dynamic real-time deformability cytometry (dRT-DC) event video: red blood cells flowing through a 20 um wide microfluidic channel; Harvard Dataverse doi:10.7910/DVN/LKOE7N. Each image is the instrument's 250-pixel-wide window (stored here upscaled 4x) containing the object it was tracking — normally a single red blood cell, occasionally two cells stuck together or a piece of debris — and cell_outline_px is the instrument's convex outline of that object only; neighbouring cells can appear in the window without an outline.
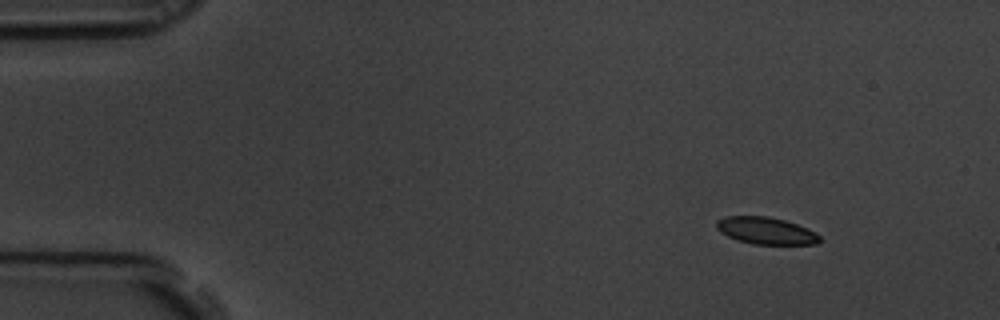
{"species": "common noctule bat (a hibernating species)", "species_latin": "Nyctalus noctula", "temperature_condition": "room temperature", "stored_images_in_passage": 53, "camera_frame_rate_fps": 3000, "um_per_image_px": 0.085, "animal": {"sex": "male", "body_mass_g": 19.5, "forearm_length_mm": 54.6}, "frame": {"image": 1, "passage_image": 1, "time_ms": 0.0, "image_size_px": [1000, 320], "cell_outline_px": [[820, 240], [816, 244], [752, 244], [736, 240], [720, 232], [716, 228], [716, 220], [724, 216], [768, 216], [784, 220], [796, 224], [816, 232], [820, 236]], "centroid_in_image_um": [65.07, 19.61], "position_along_channel_um": 19.9, "area_um2": 16.3}}
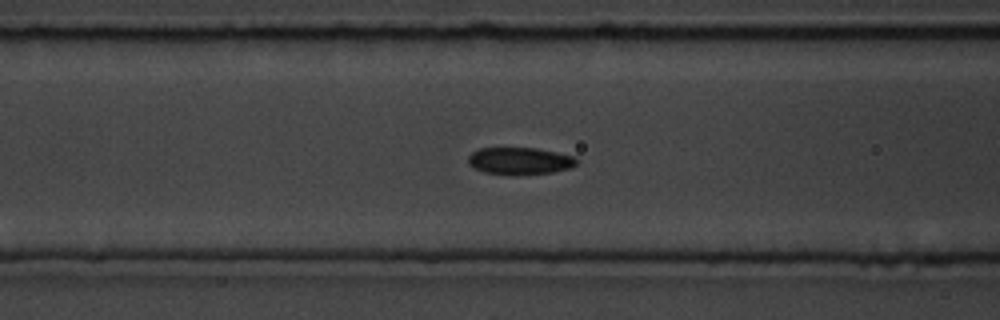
{"frame": {"image": 2, "passage_image": 18, "time_ms": 5.667, "image_size_px": [1000, 320], "cell_outline_px": [[580, 160], [572, 168], [552, 172], [516, 176], [512, 176], [484, 172], [468, 164], [468, 156], [472, 152], [480, 148], [536, 148], [556, 152], [572, 156]], "centroid_in_image_um": [44.19, 13.69], "position_along_channel_um": 122.4, "area_um2": 17.4}}
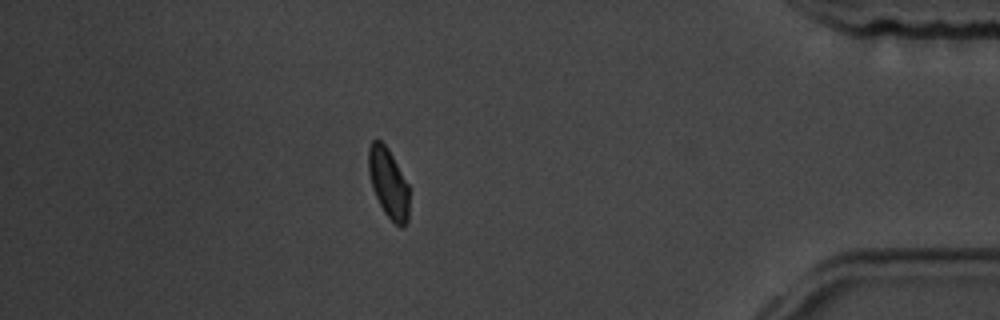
{"frame": {"image": 3, "passage_image": 46, "time_ms": 15.0, "image_size_px": [1000, 320], "cell_outline_px": [[408, 220], [400, 228], [384, 212], [372, 188], [368, 172], [368, 148], [372, 140], [380, 140], [388, 148], [408, 184]], "centroid_in_image_um": [32.99, 15.53], "position_along_channel_um": 402.2, "area_um2": 16.36}, "authors_computed_cell_mechanics": {"area_um2": 17.3978, "velocity_mm_per_s": 3.4487, "shape_relaxation_time_tau1_ms": 3.0704, "shape_relaxation_time_tau2_ms": 5.2113, "deformation_change_tau1": 0.0682, "deformation_change_tau2": 0.0905}}